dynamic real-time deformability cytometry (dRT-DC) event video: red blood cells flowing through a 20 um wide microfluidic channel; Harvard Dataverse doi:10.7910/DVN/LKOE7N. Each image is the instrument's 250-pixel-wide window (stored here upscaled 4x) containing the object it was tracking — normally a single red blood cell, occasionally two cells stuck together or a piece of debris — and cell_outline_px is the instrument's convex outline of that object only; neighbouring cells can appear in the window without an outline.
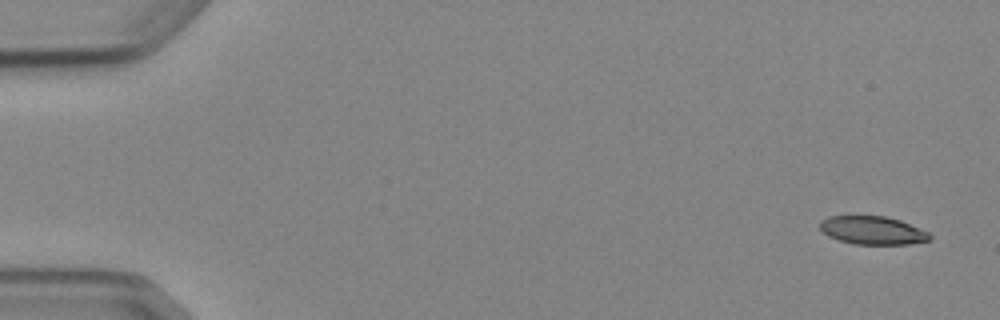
{"species": "Egyptian fruit bat (a non-hibernating species)", "species_latin": "Rousettus aegyptiacus", "temperature_condition": "cold", "stored_images_in_passage": 4, "camera_frame_rate_fps": 3000, "um_per_image_px": 0.085, "animal": {"sex": "female"}, "frame": {"image": 1, "passage_image": 1, "time_ms": 0.0, "image_size_px": [1000, 320], "cell_outline_px": [[932, 240], [908, 244], [856, 244], [840, 240], [828, 236], [820, 228], [820, 220], [828, 216], [884, 216], [900, 220], [920, 228], [928, 232], [932, 236]], "centroid_in_image_um": [74.19, 19.58], "position_along_channel_um": 10.8, "area_um2": 18.03}}
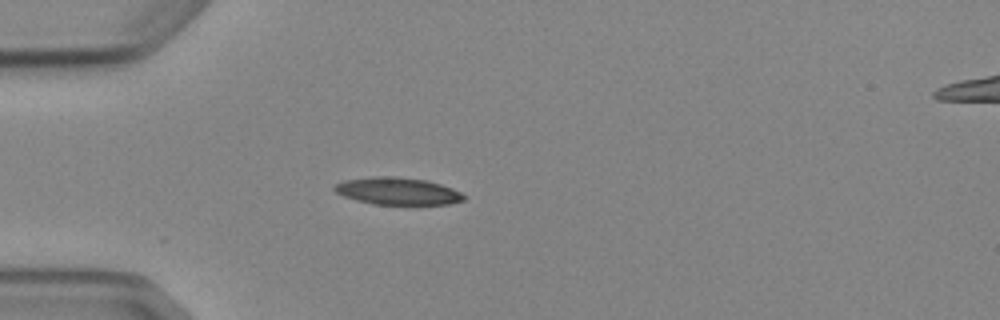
{"frame": {"image": 2, "passage_image": 4, "time_ms": 4.333, "image_size_px": [1000, 320], "cell_outline_px": [[464, 200], [448, 204], [376, 204], [356, 200], [344, 196], [336, 192], [332, 188], [336, 184], [344, 180], [372, 176], [396, 176], [424, 180], [440, 184], [452, 188], [460, 192], [464, 196]], "centroid_in_image_um": [33.77, 16.23], "position_along_channel_um": 51.2, "area_um2": 20.35}}